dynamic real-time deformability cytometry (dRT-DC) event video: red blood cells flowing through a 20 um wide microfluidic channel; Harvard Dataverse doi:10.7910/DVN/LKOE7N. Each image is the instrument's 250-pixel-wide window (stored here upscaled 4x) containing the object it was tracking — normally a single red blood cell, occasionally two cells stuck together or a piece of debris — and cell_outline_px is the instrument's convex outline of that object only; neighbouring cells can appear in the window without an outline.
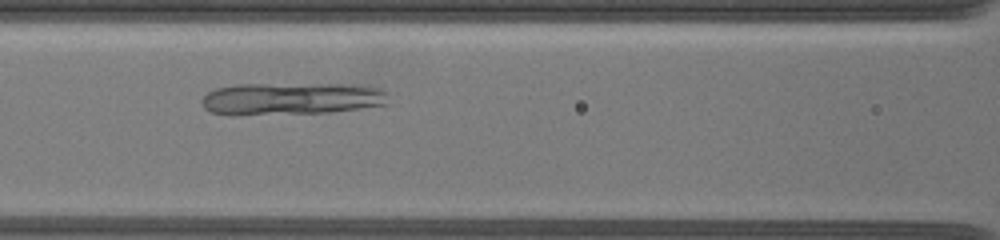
{"species": "common noctule bat (a hibernating species)", "species_latin": "Nyctalus noctula", "temperature_condition": "warm", "stored_images_in_passage": 36, "camera_frame_rate_fps": 3000, "um_per_image_px": 0.085, "animal": {"sex": "female", "body_mass_g": 19.5, "forearm_length_mm": 54.1}, "frame": {"image": 1, "passage_image": 14, "time_ms": 4.333, "image_size_px": [1000, 240], "cell_outline_px": [[388, 104], [332, 112], [232, 116], [228, 116], [212, 112], [204, 108], [200, 100], [208, 92], [216, 88], [236, 84], [364, 84], [380, 88], [384, 92]], "centroid_in_image_um": [24.72, 8.39], "position_along_channel_um": 141.9, "area_um2": 35.72}}
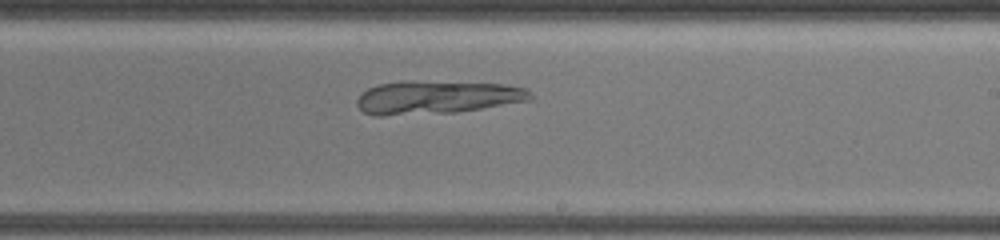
{"frame": {"image": 2, "passage_image": 24, "time_ms": 7.333, "image_size_px": [1000, 240], "cell_outline_px": [[532, 100], [456, 112], [384, 116], [372, 116], [364, 112], [356, 104], [356, 100], [368, 88], [380, 84], [404, 80], [412, 80], [504, 84], [524, 88], [532, 92]], "centroid_in_image_um": [37.12, 8.27], "position_along_channel_um": 251.9, "area_um2": 33.81}}
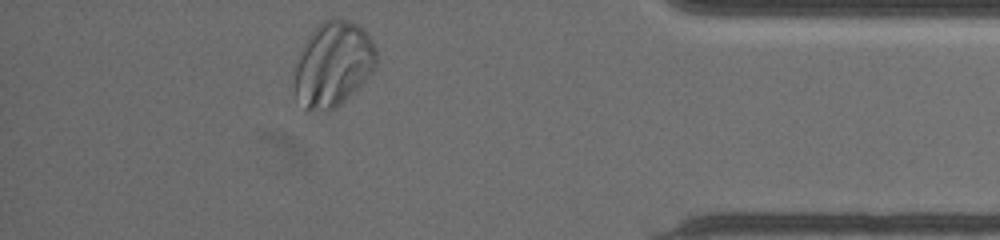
{"frame": {"image": 3, "passage_image": 34, "time_ms": 12.333, "image_size_px": [1000, 240], "cell_outline_px": [[376, 68], [348, 96], [332, 108], [304, 108], [296, 96], [296, 64], [300, 52], [312, 32], [324, 20], [332, 16], [336, 16], [348, 20], [364, 28], [368, 32], [376, 48]], "centroid_in_image_um": [28.36, 5.36], "position_along_channel_um": 406.8, "area_um2": 39.54}}